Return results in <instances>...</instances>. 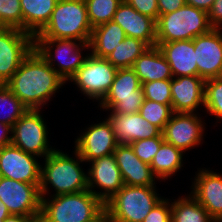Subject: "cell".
<instances>
[{"label": "cell", "mask_w": 222, "mask_h": 222, "mask_svg": "<svg viewBox=\"0 0 222 222\" xmlns=\"http://www.w3.org/2000/svg\"><path fill=\"white\" fill-rule=\"evenodd\" d=\"M64 83L63 78L33 49L5 85L28 110H41Z\"/></svg>", "instance_id": "1"}, {"label": "cell", "mask_w": 222, "mask_h": 222, "mask_svg": "<svg viewBox=\"0 0 222 222\" xmlns=\"http://www.w3.org/2000/svg\"><path fill=\"white\" fill-rule=\"evenodd\" d=\"M74 154L76 158L57 149L44 158L39 185L41 198L46 197V194L49 193L50 185L56 192L52 196L88 190V176L80 166V162L85 161L76 151Z\"/></svg>", "instance_id": "2"}, {"label": "cell", "mask_w": 222, "mask_h": 222, "mask_svg": "<svg viewBox=\"0 0 222 222\" xmlns=\"http://www.w3.org/2000/svg\"><path fill=\"white\" fill-rule=\"evenodd\" d=\"M92 27L84 0H58L46 26L34 39H74L89 43Z\"/></svg>", "instance_id": "3"}, {"label": "cell", "mask_w": 222, "mask_h": 222, "mask_svg": "<svg viewBox=\"0 0 222 222\" xmlns=\"http://www.w3.org/2000/svg\"><path fill=\"white\" fill-rule=\"evenodd\" d=\"M103 208V202L90 190L51 196V200L45 197L38 222H87Z\"/></svg>", "instance_id": "4"}, {"label": "cell", "mask_w": 222, "mask_h": 222, "mask_svg": "<svg viewBox=\"0 0 222 222\" xmlns=\"http://www.w3.org/2000/svg\"><path fill=\"white\" fill-rule=\"evenodd\" d=\"M211 29L208 12L185 4L174 12L159 16L156 39L157 43L193 40Z\"/></svg>", "instance_id": "5"}, {"label": "cell", "mask_w": 222, "mask_h": 222, "mask_svg": "<svg viewBox=\"0 0 222 222\" xmlns=\"http://www.w3.org/2000/svg\"><path fill=\"white\" fill-rule=\"evenodd\" d=\"M156 186L124 185L104 207L112 222H142L152 208L163 198Z\"/></svg>", "instance_id": "6"}, {"label": "cell", "mask_w": 222, "mask_h": 222, "mask_svg": "<svg viewBox=\"0 0 222 222\" xmlns=\"http://www.w3.org/2000/svg\"><path fill=\"white\" fill-rule=\"evenodd\" d=\"M34 49L66 82L86 61L88 55L84 57L81 51L89 50L90 43L74 39H34ZM56 59L58 63H54Z\"/></svg>", "instance_id": "7"}, {"label": "cell", "mask_w": 222, "mask_h": 222, "mask_svg": "<svg viewBox=\"0 0 222 222\" xmlns=\"http://www.w3.org/2000/svg\"><path fill=\"white\" fill-rule=\"evenodd\" d=\"M142 84L134 69H117L115 79L104 99L99 103L100 108L111 110L110 113H137L144 101Z\"/></svg>", "instance_id": "8"}, {"label": "cell", "mask_w": 222, "mask_h": 222, "mask_svg": "<svg viewBox=\"0 0 222 222\" xmlns=\"http://www.w3.org/2000/svg\"><path fill=\"white\" fill-rule=\"evenodd\" d=\"M40 110L26 111L12 126L11 144L26 153L46 158L56 148L48 142V130Z\"/></svg>", "instance_id": "9"}, {"label": "cell", "mask_w": 222, "mask_h": 222, "mask_svg": "<svg viewBox=\"0 0 222 222\" xmlns=\"http://www.w3.org/2000/svg\"><path fill=\"white\" fill-rule=\"evenodd\" d=\"M88 55L69 82H74L73 84L77 85L81 93L89 99L101 102L111 88L117 68L105 58L95 57L91 53Z\"/></svg>", "instance_id": "10"}, {"label": "cell", "mask_w": 222, "mask_h": 222, "mask_svg": "<svg viewBox=\"0 0 222 222\" xmlns=\"http://www.w3.org/2000/svg\"><path fill=\"white\" fill-rule=\"evenodd\" d=\"M34 49V37L23 30L0 27V85H5Z\"/></svg>", "instance_id": "11"}, {"label": "cell", "mask_w": 222, "mask_h": 222, "mask_svg": "<svg viewBox=\"0 0 222 222\" xmlns=\"http://www.w3.org/2000/svg\"><path fill=\"white\" fill-rule=\"evenodd\" d=\"M39 185L0 177V199L10 214L32 217L38 222L42 199Z\"/></svg>", "instance_id": "12"}, {"label": "cell", "mask_w": 222, "mask_h": 222, "mask_svg": "<svg viewBox=\"0 0 222 222\" xmlns=\"http://www.w3.org/2000/svg\"><path fill=\"white\" fill-rule=\"evenodd\" d=\"M198 113L174 112L162 130L163 139L183 153L203 141L204 124Z\"/></svg>", "instance_id": "13"}, {"label": "cell", "mask_w": 222, "mask_h": 222, "mask_svg": "<svg viewBox=\"0 0 222 222\" xmlns=\"http://www.w3.org/2000/svg\"><path fill=\"white\" fill-rule=\"evenodd\" d=\"M37 156L10 144L0 149V177L40 184L41 165Z\"/></svg>", "instance_id": "14"}, {"label": "cell", "mask_w": 222, "mask_h": 222, "mask_svg": "<svg viewBox=\"0 0 222 222\" xmlns=\"http://www.w3.org/2000/svg\"><path fill=\"white\" fill-rule=\"evenodd\" d=\"M119 143L109 120L92 124L75 141V149L85 162L113 154Z\"/></svg>", "instance_id": "15"}, {"label": "cell", "mask_w": 222, "mask_h": 222, "mask_svg": "<svg viewBox=\"0 0 222 222\" xmlns=\"http://www.w3.org/2000/svg\"><path fill=\"white\" fill-rule=\"evenodd\" d=\"M88 190L103 204L110 200L123 186L124 181L113 154L91 161L87 172ZM95 186L101 191L94 190ZM103 191V192H102Z\"/></svg>", "instance_id": "16"}, {"label": "cell", "mask_w": 222, "mask_h": 222, "mask_svg": "<svg viewBox=\"0 0 222 222\" xmlns=\"http://www.w3.org/2000/svg\"><path fill=\"white\" fill-rule=\"evenodd\" d=\"M198 76L203 80L222 77V31L212 28L193 39Z\"/></svg>", "instance_id": "17"}, {"label": "cell", "mask_w": 222, "mask_h": 222, "mask_svg": "<svg viewBox=\"0 0 222 222\" xmlns=\"http://www.w3.org/2000/svg\"><path fill=\"white\" fill-rule=\"evenodd\" d=\"M194 179L190 194L216 222H222V175L202 168Z\"/></svg>", "instance_id": "18"}, {"label": "cell", "mask_w": 222, "mask_h": 222, "mask_svg": "<svg viewBox=\"0 0 222 222\" xmlns=\"http://www.w3.org/2000/svg\"><path fill=\"white\" fill-rule=\"evenodd\" d=\"M119 144L163 136L162 131L145 120L139 112L132 114L111 113L107 118Z\"/></svg>", "instance_id": "19"}, {"label": "cell", "mask_w": 222, "mask_h": 222, "mask_svg": "<svg viewBox=\"0 0 222 222\" xmlns=\"http://www.w3.org/2000/svg\"><path fill=\"white\" fill-rule=\"evenodd\" d=\"M112 20L124 30L127 37L140 39L150 47L156 46V21L139 13L124 0L119 4Z\"/></svg>", "instance_id": "20"}, {"label": "cell", "mask_w": 222, "mask_h": 222, "mask_svg": "<svg viewBox=\"0 0 222 222\" xmlns=\"http://www.w3.org/2000/svg\"><path fill=\"white\" fill-rule=\"evenodd\" d=\"M205 80L200 76H180L171 79L173 112L195 113L204 106Z\"/></svg>", "instance_id": "21"}, {"label": "cell", "mask_w": 222, "mask_h": 222, "mask_svg": "<svg viewBox=\"0 0 222 222\" xmlns=\"http://www.w3.org/2000/svg\"><path fill=\"white\" fill-rule=\"evenodd\" d=\"M124 185L156 186L155 176L149 164L142 162L129 144H119L113 152Z\"/></svg>", "instance_id": "22"}, {"label": "cell", "mask_w": 222, "mask_h": 222, "mask_svg": "<svg viewBox=\"0 0 222 222\" xmlns=\"http://www.w3.org/2000/svg\"><path fill=\"white\" fill-rule=\"evenodd\" d=\"M166 61L173 77L198 76L193 40L156 43Z\"/></svg>", "instance_id": "23"}, {"label": "cell", "mask_w": 222, "mask_h": 222, "mask_svg": "<svg viewBox=\"0 0 222 222\" xmlns=\"http://www.w3.org/2000/svg\"><path fill=\"white\" fill-rule=\"evenodd\" d=\"M140 83L171 80L173 74L166 58L157 46L150 47L134 63L132 67Z\"/></svg>", "instance_id": "24"}, {"label": "cell", "mask_w": 222, "mask_h": 222, "mask_svg": "<svg viewBox=\"0 0 222 222\" xmlns=\"http://www.w3.org/2000/svg\"><path fill=\"white\" fill-rule=\"evenodd\" d=\"M126 37L124 30L113 20L99 25L92 29L91 54L106 59Z\"/></svg>", "instance_id": "25"}, {"label": "cell", "mask_w": 222, "mask_h": 222, "mask_svg": "<svg viewBox=\"0 0 222 222\" xmlns=\"http://www.w3.org/2000/svg\"><path fill=\"white\" fill-rule=\"evenodd\" d=\"M58 0H20L23 31L35 37L48 23Z\"/></svg>", "instance_id": "26"}, {"label": "cell", "mask_w": 222, "mask_h": 222, "mask_svg": "<svg viewBox=\"0 0 222 222\" xmlns=\"http://www.w3.org/2000/svg\"><path fill=\"white\" fill-rule=\"evenodd\" d=\"M183 154L180 149L164 141L150 164L156 179L166 180L178 172L183 166Z\"/></svg>", "instance_id": "27"}, {"label": "cell", "mask_w": 222, "mask_h": 222, "mask_svg": "<svg viewBox=\"0 0 222 222\" xmlns=\"http://www.w3.org/2000/svg\"><path fill=\"white\" fill-rule=\"evenodd\" d=\"M190 196V197H189ZM171 222H216L190 194L171 202Z\"/></svg>", "instance_id": "28"}, {"label": "cell", "mask_w": 222, "mask_h": 222, "mask_svg": "<svg viewBox=\"0 0 222 222\" xmlns=\"http://www.w3.org/2000/svg\"><path fill=\"white\" fill-rule=\"evenodd\" d=\"M149 48L150 46L140 39L126 37L106 59L117 69L130 68Z\"/></svg>", "instance_id": "29"}, {"label": "cell", "mask_w": 222, "mask_h": 222, "mask_svg": "<svg viewBox=\"0 0 222 222\" xmlns=\"http://www.w3.org/2000/svg\"><path fill=\"white\" fill-rule=\"evenodd\" d=\"M5 108H9L8 111ZM26 111L27 107L13 92L6 85H0V122L13 126Z\"/></svg>", "instance_id": "30"}, {"label": "cell", "mask_w": 222, "mask_h": 222, "mask_svg": "<svg viewBox=\"0 0 222 222\" xmlns=\"http://www.w3.org/2000/svg\"><path fill=\"white\" fill-rule=\"evenodd\" d=\"M89 23L93 28L113 19L119 4L123 0H84Z\"/></svg>", "instance_id": "31"}, {"label": "cell", "mask_w": 222, "mask_h": 222, "mask_svg": "<svg viewBox=\"0 0 222 222\" xmlns=\"http://www.w3.org/2000/svg\"><path fill=\"white\" fill-rule=\"evenodd\" d=\"M139 113L145 120L157 126L162 131L174 112L172 105L144 99Z\"/></svg>", "instance_id": "32"}, {"label": "cell", "mask_w": 222, "mask_h": 222, "mask_svg": "<svg viewBox=\"0 0 222 222\" xmlns=\"http://www.w3.org/2000/svg\"><path fill=\"white\" fill-rule=\"evenodd\" d=\"M204 107L217 119H222V77L205 81Z\"/></svg>", "instance_id": "33"}, {"label": "cell", "mask_w": 222, "mask_h": 222, "mask_svg": "<svg viewBox=\"0 0 222 222\" xmlns=\"http://www.w3.org/2000/svg\"><path fill=\"white\" fill-rule=\"evenodd\" d=\"M0 27L23 30V13L20 0H0Z\"/></svg>", "instance_id": "34"}, {"label": "cell", "mask_w": 222, "mask_h": 222, "mask_svg": "<svg viewBox=\"0 0 222 222\" xmlns=\"http://www.w3.org/2000/svg\"><path fill=\"white\" fill-rule=\"evenodd\" d=\"M142 88L145 99L172 105L171 80L144 82Z\"/></svg>", "instance_id": "35"}, {"label": "cell", "mask_w": 222, "mask_h": 222, "mask_svg": "<svg viewBox=\"0 0 222 222\" xmlns=\"http://www.w3.org/2000/svg\"><path fill=\"white\" fill-rule=\"evenodd\" d=\"M163 142V136H156L153 138L134 141L129 145L142 162L150 165Z\"/></svg>", "instance_id": "36"}, {"label": "cell", "mask_w": 222, "mask_h": 222, "mask_svg": "<svg viewBox=\"0 0 222 222\" xmlns=\"http://www.w3.org/2000/svg\"><path fill=\"white\" fill-rule=\"evenodd\" d=\"M142 222H171V203L169 199L158 202Z\"/></svg>", "instance_id": "37"}, {"label": "cell", "mask_w": 222, "mask_h": 222, "mask_svg": "<svg viewBox=\"0 0 222 222\" xmlns=\"http://www.w3.org/2000/svg\"><path fill=\"white\" fill-rule=\"evenodd\" d=\"M131 5L136 11L147 15L155 21L159 18V9L157 0H124Z\"/></svg>", "instance_id": "38"}, {"label": "cell", "mask_w": 222, "mask_h": 222, "mask_svg": "<svg viewBox=\"0 0 222 222\" xmlns=\"http://www.w3.org/2000/svg\"><path fill=\"white\" fill-rule=\"evenodd\" d=\"M209 22L212 28L222 29V0H215L208 11Z\"/></svg>", "instance_id": "39"}, {"label": "cell", "mask_w": 222, "mask_h": 222, "mask_svg": "<svg viewBox=\"0 0 222 222\" xmlns=\"http://www.w3.org/2000/svg\"><path fill=\"white\" fill-rule=\"evenodd\" d=\"M159 16L174 12L186 4V0H157Z\"/></svg>", "instance_id": "40"}, {"label": "cell", "mask_w": 222, "mask_h": 222, "mask_svg": "<svg viewBox=\"0 0 222 222\" xmlns=\"http://www.w3.org/2000/svg\"><path fill=\"white\" fill-rule=\"evenodd\" d=\"M10 132H12V126L0 122V149L11 144L12 135H8Z\"/></svg>", "instance_id": "41"}, {"label": "cell", "mask_w": 222, "mask_h": 222, "mask_svg": "<svg viewBox=\"0 0 222 222\" xmlns=\"http://www.w3.org/2000/svg\"><path fill=\"white\" fill-rule=\"evenodd\" d=\"M215 0H186V4L208 12Z\"/></svg>", "instance_id": "42"}, {"label": "cell", "mask_w": 222, "mask_h": 222, "mask_svg": "<svg viewBox=\"0 0 222 222\" xmlns=\"http://www.w3.org/2000/svg\"><path fill=\"white\" fill-rule=\"evenodd\" d=\"M3 222H36L32 217H26L23 215H14L6 217Z\"/></svg>", "instance_id": "43"}, {"label": "cell", "mask_w": 222, "mask_h": 222, "mask_svg": "<svg viewBox=\"0 0 222 222\" xmlns=\"http://www.w3.org/2000/svg\"><path fill=\"white\" fill-rule=\"evenodd\" d=\"M87 222H112L107 212L106 208L104 207L93 219Z\"/></svg>", "instance_id": "44"}, {"label": "cell", "mask_w": 222, "mask_h": 222, "mask_svg": "<svg viewBox=\"0 0 222 222\" xmlns=\"http://www.w3.org/2000/svg\"><path fill=\"white\" fill-rule=\"evenodd\" d=\"M10 212L8 211L6 205L0 199V219H5L10 216Z\"/></svg>", "instance_id": "45"}]
</instances>
